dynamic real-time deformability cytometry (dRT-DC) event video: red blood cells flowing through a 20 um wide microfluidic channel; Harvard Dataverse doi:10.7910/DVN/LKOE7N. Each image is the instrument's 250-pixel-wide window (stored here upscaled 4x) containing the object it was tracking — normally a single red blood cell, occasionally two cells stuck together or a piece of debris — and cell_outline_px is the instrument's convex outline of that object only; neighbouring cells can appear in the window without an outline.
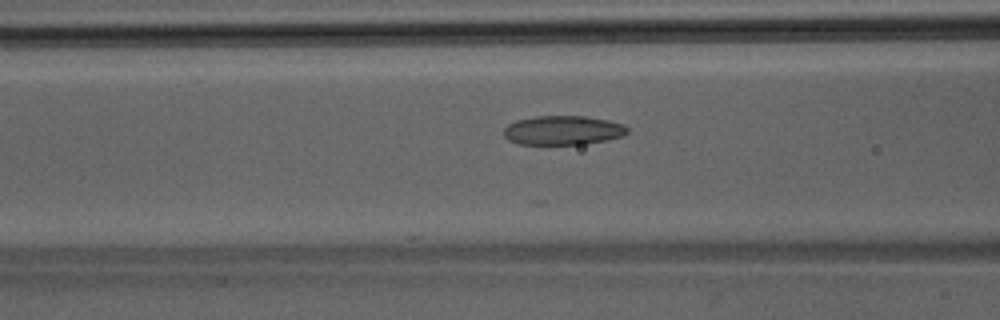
{"species": "Egyptian fruit bat (a non-hibernating species)", "species_latin": "Rousettus aegyptiacus", "temperature_condition": "room temperature", "stored_images_in_passage": 22, "camera_frame_rate_fps": 3000, "um_per_image_px": 0.085, "animal": {"sex": "male"}, "frame": {"image": 1, "passage_image": 12, "time_ms": 3.667, "image_size_px": [1000, 320], "cell_outline_px": [[628, 132], [624, 136], [584, 144], [516, 144], [508, 140], [504, 136], [504, 128], [508, 124], [516, 120], [536, 116], [584, 116], [608, 120], [624, 124], [628, 128]], "centroid_in_image_um": [47.84, 11.07], "position_along_channel_um": 118.8, "area_um2": 21.1}}